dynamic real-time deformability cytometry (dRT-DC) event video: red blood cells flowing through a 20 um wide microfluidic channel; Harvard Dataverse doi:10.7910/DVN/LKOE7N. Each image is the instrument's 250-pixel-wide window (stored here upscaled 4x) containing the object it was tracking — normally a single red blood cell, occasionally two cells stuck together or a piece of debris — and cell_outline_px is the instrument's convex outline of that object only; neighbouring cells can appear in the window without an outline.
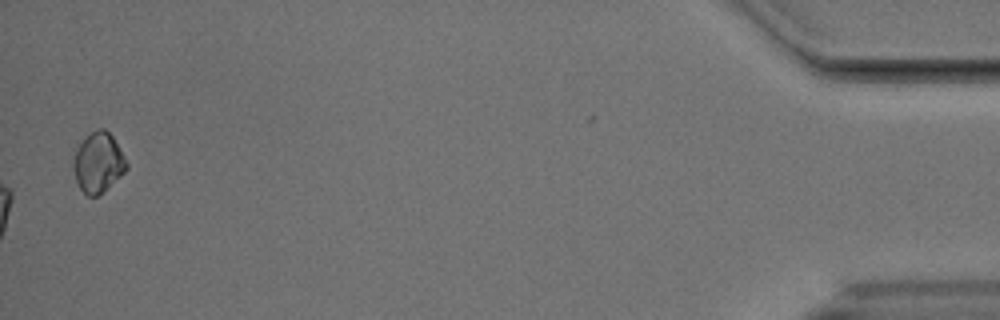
{"species": "Egyptian fruit bat (a non-hibernating species)", "species_latin": "Rousettus aegyptiacus", "temperature_condition": "cold", "stored_images_in_passage": 55, "camera_frame_rate_fps": 3000, "um_per_image_px": 0.085, "animal": {"sex": "male"}, "frame": {"image": 1, "passage_image": 55, "time_ms": 18.0, "image_size_px": [1000, 320], "cell_outline_px": [[128, 168], [104, 192], [96, 196], [88, 196], [80, 188], [76, 180], [72, 168], [72, 164], [76, 148], [96, 128], [104, 128], [112, 136], [128, 164]], "centroid_in_image_um": [8.34, 13.84], "position_along_channel_um": 426.9, "area_um2": 18.38}, "authors_computed_cell_mechanics": {"area_um2": 17.3978, "velocity_mm_per_s": 3.7692, "shape_relaxation_time_tau1_ms": null, "shape_relaxation_time_tau2_ms": 5.1096, "deformation_change_tau1": null, "deformation_change_tau2": 0.105}}